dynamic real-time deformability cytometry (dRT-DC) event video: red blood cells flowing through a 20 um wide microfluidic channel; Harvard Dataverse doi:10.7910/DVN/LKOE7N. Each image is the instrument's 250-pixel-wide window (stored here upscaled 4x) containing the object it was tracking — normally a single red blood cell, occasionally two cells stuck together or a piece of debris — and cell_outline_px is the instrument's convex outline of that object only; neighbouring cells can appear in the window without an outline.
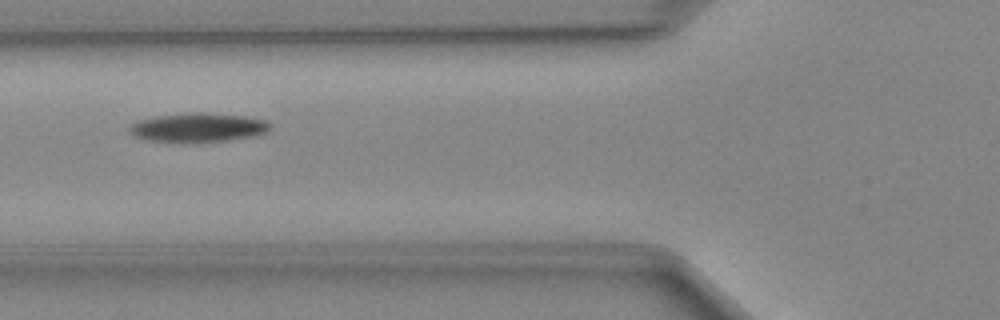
{"species": "Egyptian fruit bat (a non-hibernating species)", "species_latin": "Rousettus aegyptiacus", "temperature_condition": "cold", "stored_images_in_passage": 34, "camera_frame_rate_fps": 3000, "um_per_image_px": 0.085, "animal": {"sex": "female"}, "frame": {"image": 1, "passage_image": 4, "time_ms": 1.0, "image_size_px": [1000, 320], "cell_outline_px": [[272, 128], [268, 132], [256, 136], [200, 144], [180, 144], [144, 140], [132, 136], [128, 132], [128, 124], [136, 120], [156, 116], [188, 112], [200, 112], [244, 116], [264, 120], [272, 124]], "centroid_in_image_um": [16.76, 10.88], "position_along_channel_um": 109.0, "area_um2": 25.09}}
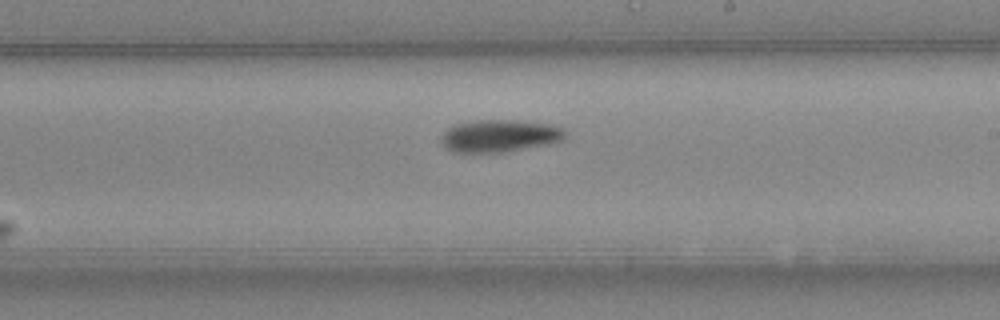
{"frame": {"image": 2, "passage_image": 14, "time_ms": 4.333, "image_size_px": [1000, 320], "cell_outline_px": [[564, 136], [560, 140], [552, 144], [504, 152], [452, 152], [444, 148], [440, 140], [440, 136], [448, 128], [456, 124], [476, 120], [516, 120], [548, 124], [564, 128]], "centroid_in_image_um": [42.43, 11.55], "position_along_channel_um": 246.6, "area_um2": 23.47}}
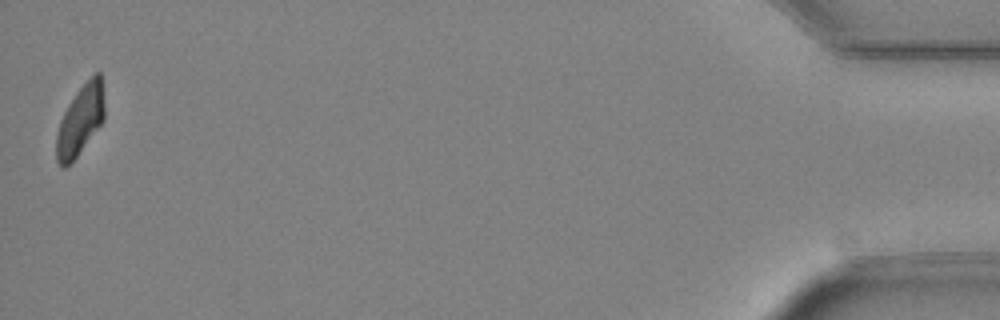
{"frame": {"image": 3, "passage_image": 34, "time_ms": 11.0, "image_size_px": [1000, 320], "cell_outline_px": [[104, 120], [76, 156], [64, 168], [60, 168], [56, 160], [56, 136], [60, 120], [68, 104], [76, 92], [96, 72], [100, 72], [104, 100]], "centroid_in_image_um": [6.81, 10.23], "position_along_channel_um": 428.4, "area_um2": 19.31}}